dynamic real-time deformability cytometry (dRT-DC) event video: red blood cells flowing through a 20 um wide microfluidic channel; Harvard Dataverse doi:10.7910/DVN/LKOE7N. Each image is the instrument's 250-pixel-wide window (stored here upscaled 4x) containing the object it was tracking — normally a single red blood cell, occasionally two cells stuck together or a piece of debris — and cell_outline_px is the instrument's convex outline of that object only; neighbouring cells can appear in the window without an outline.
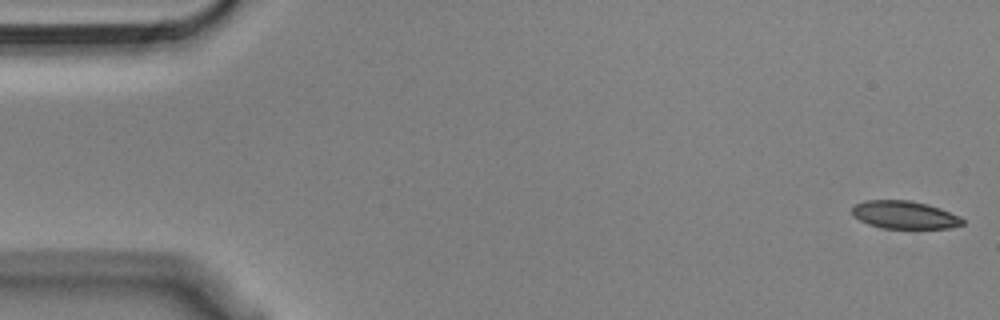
{"species": "Egyptian fruit bat (a non-hibernating species)", "species_latin": "Rousettus aegyptiacus", "temperature_condition": "cold", "stored_images_in_passage": 55, "camera_frame_rate_fps": 3000, "um_per_image_px": 0.085, "animal": {"sex": "male"}, "frame": {"image": 1, "passage_image": 1, "time_ms": 0.0, "image_size_px": [1000, 320], "cell_outline_px": [[964, 224], [948, 228], [884, 228], [868, 224], [852, 216], [852, 208], [856, 204], [864, 200], [912, 200], [928, 204], [940, 208], [960, 216], [964, 220]], "centroid_in_image_um": [76.88, 18.25], "position_along_channel_um": 8.1, "area_um2": 17.98}}
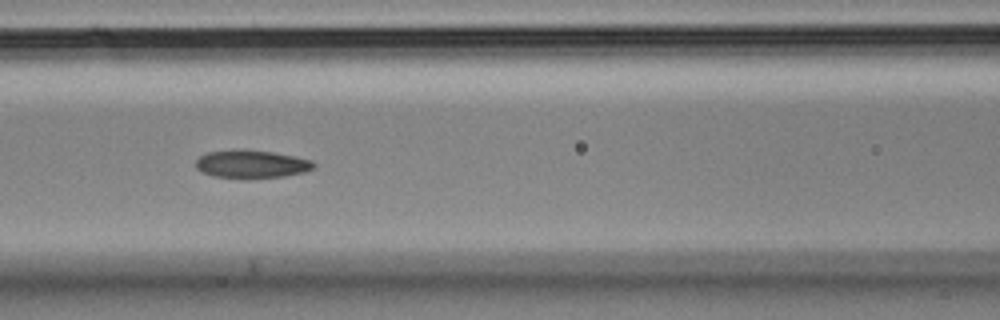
{"frame": {"image": 2, "passage_image": 23, "time_ms": 7.333, "image_size_px": [1000, 320], "cell_outline_px": [[316, 168], [304, 172], [284, 176], [212, 176], [200, 172], [196, 168], [196, 160], [200, 156], [208, 152], [244, 148], [272, 152], [296, 156], [312, 160], [316, 164]], "centroid_in_image_um": [21.4, 13.9], "position_along_channel_um": 145.2, "area_um2": 18.96}}
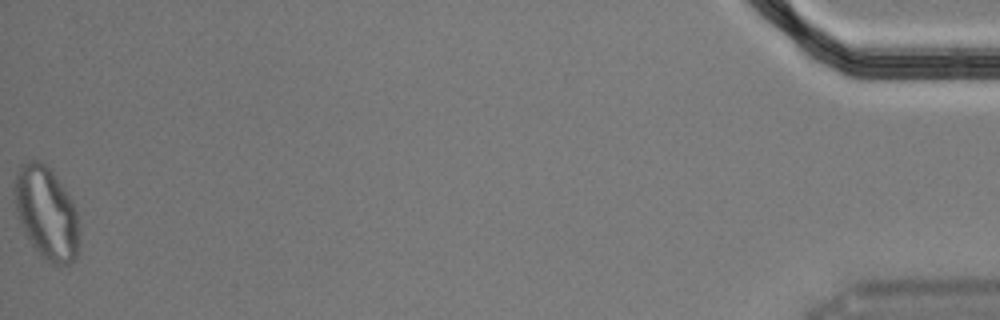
{"frame": {"image": 3, "passage_image": 55, "time_ms": 18.0, "image_size_px": [1000, 320], "cell_outline_px": [[80, 240], [76, 256], [68, 264], [56, 264], [40, 256], [32, 244], [20, 220], [16, 208], [12, 192], [16, 176], [20, 164], [28, 160], [40, 160], [52, 172], [72, 200], [76, 212], [80, 232]], "centroid_in_image_um": [3.95, 18.08], "position_along_channel_um": 431.3, "area_um2": 34.56}, "authors_computed_cell_mechanics": {"area_um2": 19.7098, "velocity_mm_per_s": 3.6267, "shape_relaxation_time_tau1_ms": null, "shape_relaxation_time_tau2_ms": 3.979, "deformation_change_tau1": null, "deformation_change_tau2": 0.0973}}